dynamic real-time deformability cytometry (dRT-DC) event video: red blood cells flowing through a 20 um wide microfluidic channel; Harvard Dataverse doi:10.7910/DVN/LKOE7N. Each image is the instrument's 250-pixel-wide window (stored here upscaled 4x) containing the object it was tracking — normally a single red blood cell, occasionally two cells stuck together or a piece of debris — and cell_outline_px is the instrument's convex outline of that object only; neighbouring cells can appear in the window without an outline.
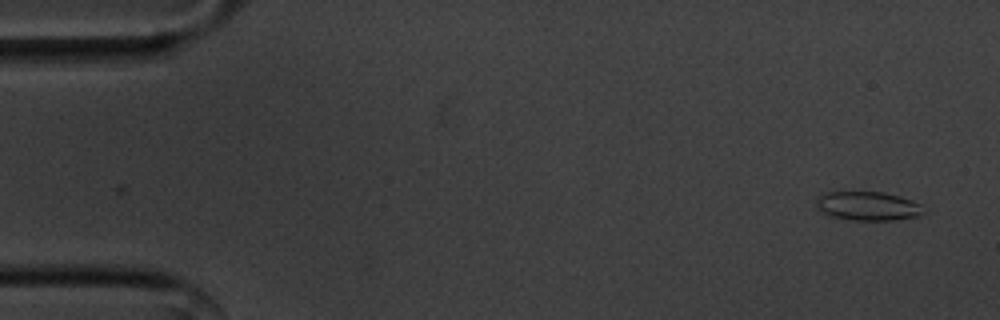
{"species": "common noctule bat (a hibernating species)", "species_latin": "Nyctalus noctula", "temperature_condition": "cold", "stored_images_in_passage": 54, "camera_frame_rate_fps": 3000, "um_per_image_px": 0.085, "animal": {"sex": "male", "body_mass_g": 20.1, "forearm_length_mm": 53.5}, "frame": {"image": 1, "passage_image": 1, "time_ms": 0.0, "image_size_px": [1000, 320], "cell_outline_px": [[924, 212], [916, 216], [892, 220], [852, 220], [832, 216], [824, 212], [820, 208], [816, 200], [824, 192], [884, 192], [900, 196], [912, 200], [920, 204]], "centroid_in_image_um": [73.79, 17.5], "position_along_channel_um": 11.2, "area_um2": 17.74}}
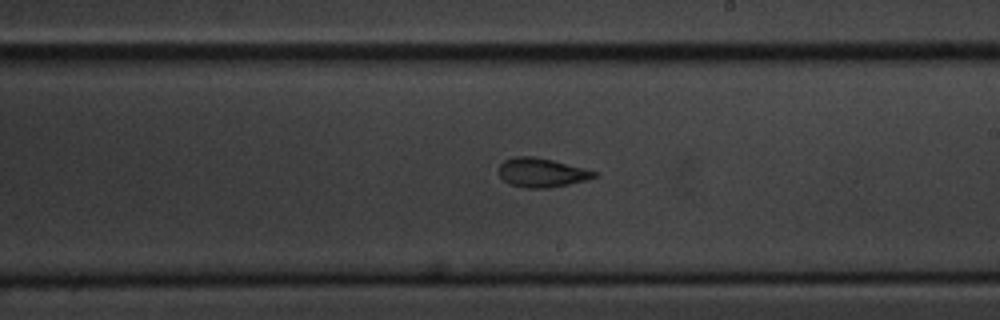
{"frame": {"image": 2, "passage_image": 30, "time_ms": 9.667, "image_size_px": [1000, 320], "cell_outline_px": [[596, 176], [584, 180], [568, 184], [548, 188], [524, 188], [508, 184], [500, 176], [500, 164], [504, 160], [512, 156], [536, 156], [552, 160], [596, 172]], "centroid_in_image_um": [45.96, 14.67], "position_along_channel_um": 243.0, "area_um2": 15.95}}
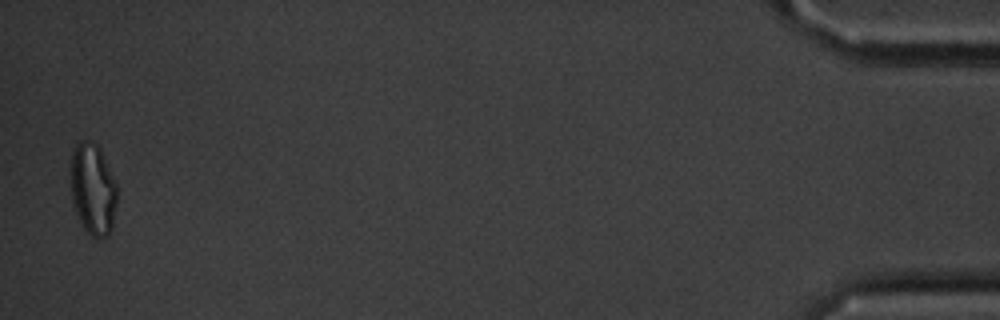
{"frame": {"image": 3, "passage_image": 53, "time_ms": 17.333, "image_size_px": [1000, 320], "cell_outline_px": [[116, 204], [112, 228], [108, 236], [92, 236], [84, 228], [72, 204], [72, 152], [76, 144], [80, 140], [88, 140], [96, 144], [100, 148], [116, 184]], "centroid_in_image_um": [7.9, 16.06], "position_along_channel_um": 427.3, "area_um2": 24.28}, "authors_computed_cell_mechanics": {"area_um2": 17.1955, "velocity_mm_per_s": 3.5861, "shape_relaxation_time_tau1_ms": 5.1401, "shape_relaxation_time_tau2_ms": 1.4266, "deformation_change_tau1": 0.1502, "deformation_change_tau2": 0.0654}}